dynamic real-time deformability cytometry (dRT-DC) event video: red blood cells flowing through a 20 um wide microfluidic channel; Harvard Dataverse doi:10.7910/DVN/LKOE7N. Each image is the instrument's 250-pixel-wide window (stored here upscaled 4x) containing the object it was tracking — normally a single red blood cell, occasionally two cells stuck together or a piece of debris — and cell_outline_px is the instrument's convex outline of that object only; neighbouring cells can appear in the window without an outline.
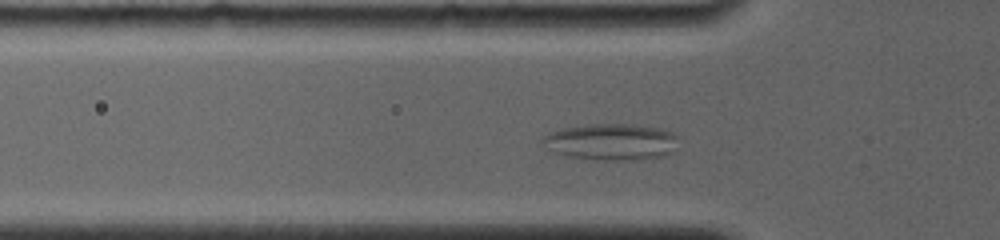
{"species": "common noctule bat (a hibernating species)", "species_latin": "Nyctalus noctula", "temperature_condition": "room temperature", "stored_images_in_passage": 37, "camera_frame_rate_fps": 4000, "um_per_image_px": 0.085, "animal": {"sex": "female", "body_mass_g": 19.0, "forearm_length_mm": 56.7}, "frame": {"image": 1, "passage_image": 9, "time_ms": 3.0, "image_size_px": [1000, 240], "cell_outline_px": [[676, 136], [672, 152], [664, 156], [624, 160], [604, 160], [568, 156], [552, 152], [540, 140], [548, 132], [560, 128], [588, 124], [632, 124], [660, 128], [672, 132]], "centroid_in_image_um": [51.89, 12.04], "position_along_channel_um": 73.9, "area_um2": 28.73}}
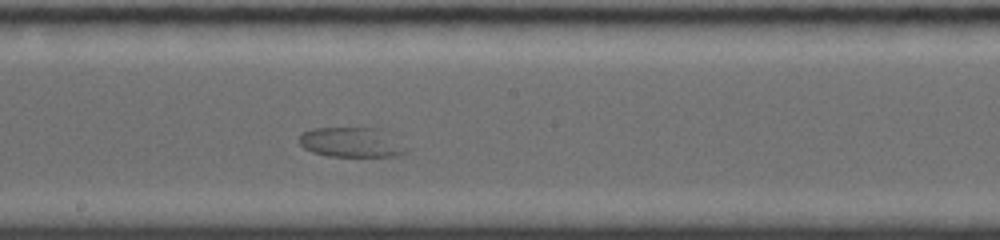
{"frame": {"image": 2, "passage_image": 20, "time_ms": 7.0, "image_size_px": [1000, 240], "cell_outline_px": [[408, 152], [400, 156], [328, 156], [312, 152], [304, 148], [300, 144], [300, 136], [304, 132], [316, 128], [380, 128], [408, 148]], "centroid_in_image_um": [29.91, 12.11], "position_along_channel_um": 218.3, "area_um2": 18.5}}
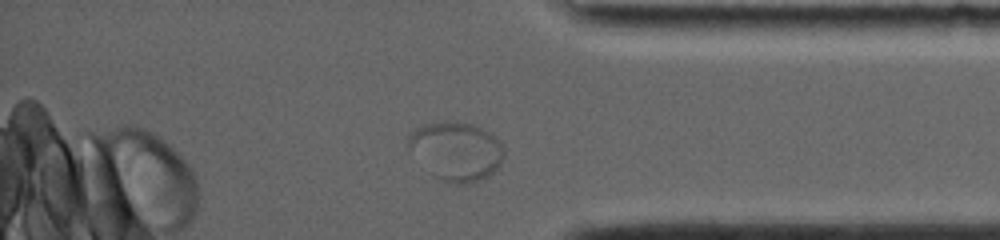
{"frame": {"image": 3, "passage_image": 34, "time_ms": 12.0, "image_size_px": [1000, 240], "cell_outline_px": [[504, 156], [496, 172], [480, 180], [468, 184], [456, 184], [444, 180], [428, 172], [408, 148], [408, 136], [416, 128], [424, 124], [472, 124], [488, 132], [504, 148]], "centroid_in_image_um": [38.78, 12.9], "position_along_channel_um": 396.4, "area_um2": 31.91}}